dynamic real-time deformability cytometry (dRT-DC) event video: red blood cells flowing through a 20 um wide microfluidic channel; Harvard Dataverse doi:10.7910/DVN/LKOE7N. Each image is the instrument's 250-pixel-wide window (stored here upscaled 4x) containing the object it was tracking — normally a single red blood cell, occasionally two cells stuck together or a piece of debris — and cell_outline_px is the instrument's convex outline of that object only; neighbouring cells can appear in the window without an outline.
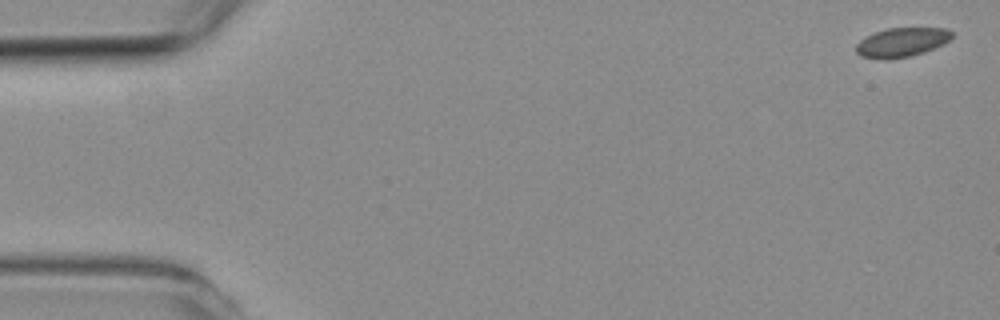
{"species": "common noctule bat (a hibernating species)", "species_latin": "Nyctalus noctula", "temperature_condition": "room temperature", "stored_images_in_passage": 6, "camera_frame_rate_fps": 3000, "um_per_image_px": 0.085, "animal": {"sex": "female", "body_mass_g": 19.3, "forearm_length_mm": 54.1}, "frame": {"image": 1, "passage_image": 1, "time_ms": 0.0, "image_size_px": [1000, 320], "cell_outline_px": [[952, 36], [944, 44], [924, 52], [912, 56], [888, 60], [860, 56], [856, 52], [856, 44], [860, 40], [876, 32], [888, 28], [948, 28], [952, 32]], "centroid_in_image_um": [76.65, 3.6], "position_along_channel_um": 8.3, "area_um2": 16.3}}
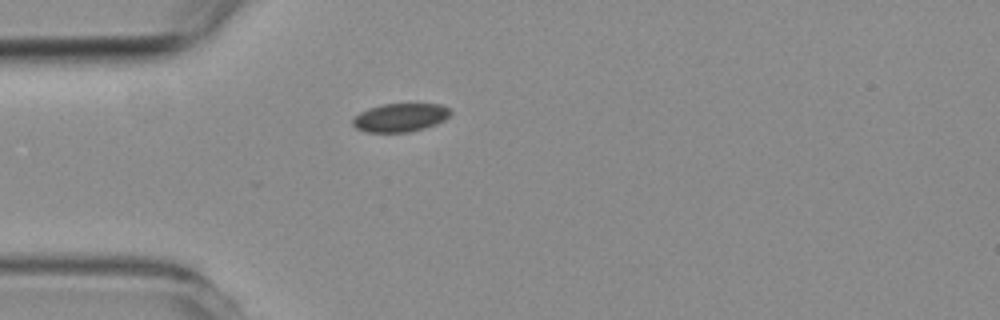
{"frame": {"image": 2, "passage_image": 5, "time_ms": 4.667, "image_size_px": [1000, 320], "cell_outline_px": [[452, 112], [444, 120], [436, 124], [424, 128], [408, 132], [368, 132], [356, 128], [352, 124], [352, 120], [360, 112], [368, 108], [384, 104], [440, 104], [448, 108]], "centroid_in_image_um": [34.02, 9.99], "position_along_channel_um": 51.0, "area_um2": 16.07}}